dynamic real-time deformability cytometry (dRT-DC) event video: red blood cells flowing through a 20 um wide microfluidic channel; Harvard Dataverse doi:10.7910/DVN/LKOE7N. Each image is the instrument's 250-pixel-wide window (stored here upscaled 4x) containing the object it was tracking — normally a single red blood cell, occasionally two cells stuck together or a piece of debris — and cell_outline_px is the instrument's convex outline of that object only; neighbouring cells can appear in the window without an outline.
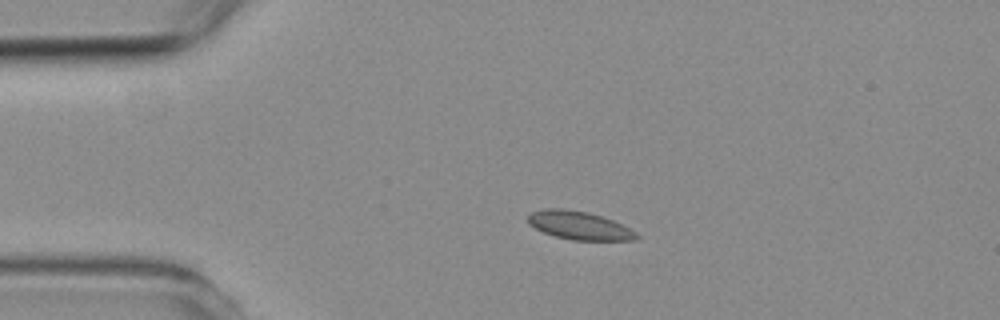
{"species": "common noctule bat (a hibernating species)", "species_latin": "Nyctalus noctula", "temperature_condition": "room temperature", "stored_images_in_passage": 5, "camera_frame_rate_fps": 3000, "um_per_image_px": 0.085, "animal": {"sex": "female", "body_mass_g": 19.3, "forearm_length_mm": 54.1}, "frame": {"image": 1, "passage_image": 3, "time_ms": 2.333, "image_size_px": [1000, 320], "cell_outline_px": [[640, 236], [636, 240], [572, 240], [556, 236], [544, 232], [528, 224], [528, 212], [544, 208], [560, 208], [588, 212], [612, 220], [636, 232]], "centroid_in_image_um": [49.2, 19.15], "position_along_channel_um": 35.8, "area_um2": 17.8}}
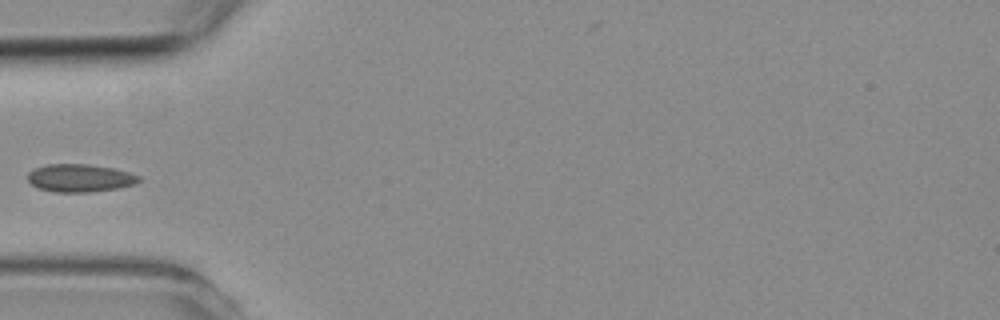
{"frame": {"image": 2, "passage_image": 5, "time_ms": 4.333, "image_size_px": [1000, 320], "cell_outline_px": [[140, 180], [136, 184], [120, 188], [92, 192], [52, 192], [36, 188], [28, 180], [28, 172], [32, 168], [44, 164], [88, 164], [112, 168], [128, 172], [140, 176]], "centroid_in_image_um": [6.76, 15.14], "position_along_channel_um": 78.2, "area_um2": 18.32}}